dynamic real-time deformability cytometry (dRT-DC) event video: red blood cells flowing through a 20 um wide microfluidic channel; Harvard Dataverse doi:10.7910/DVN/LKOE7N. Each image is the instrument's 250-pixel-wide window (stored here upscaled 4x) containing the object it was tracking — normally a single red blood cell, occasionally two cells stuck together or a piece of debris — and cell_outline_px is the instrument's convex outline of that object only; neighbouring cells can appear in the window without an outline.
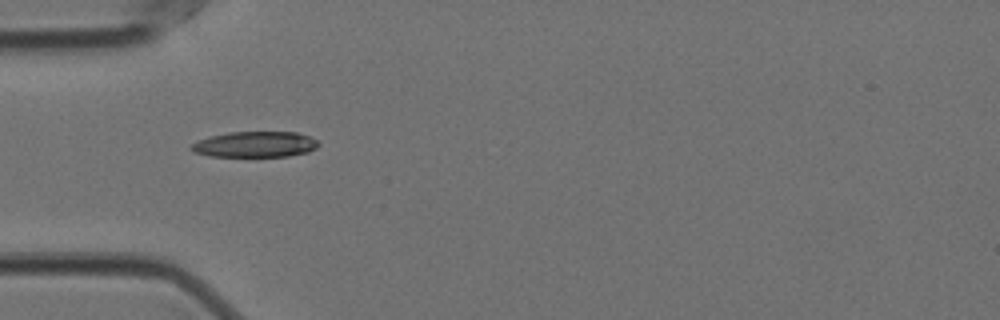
{"species": "Egyptian fruit bat (a non-hibernating species)", "species_latin": "Rousettus aegyptiacus", "temperature_condition": "cold", "stored_images_in_passage": 21, "camera_frame_rate_fps": 3000, "um_per_image_px": 0.085, "animal": {"sex": "female"}, "frame": {"image": 1, "passage_image": 1, "time_ms": 0.0, "image_size_px": [1000, 320], "cell_outline_px": [[320, 144], [316, 148], [308, 152], [288, 156], [208, 156], [192, 152], [188, 148], [196, 140], [228, 132], [296, 132], [308, 136], [316, 140]], "centroid_in_image_um": [21.64, 12.27], "position_along_channel_um": 63.4, "area_um2": 19.13}}
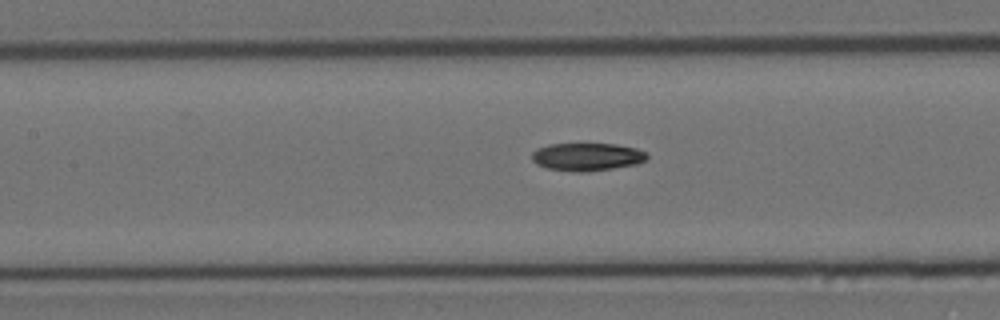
{"frame": {"image": 2, "passage_image": 9, "time_ms": 2.667, "image_size_px": [1000, 320], "cell_outline_px": [[648, 156], [644, 160], [636, 164], [588, 172], [572, 172], [548, 168], [536, 164], [532, 160], [532, 152], [536, 148], [548, 144], [616, 144], [636, 148], [644, 152]], "centroid_in_image_um": [49.85, 13.33], "position_along_channel_um": 157.6, "area_um2": 18.67}}
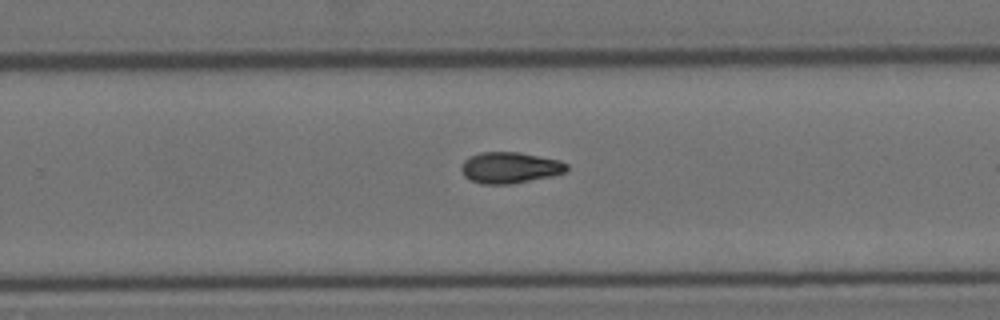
{"frame": {"image": 3, "passage_image": 20, "time_ms": 6.333, "image_size_px": [1000, 320], "cell_outline_px": [[568, 168], [564, 172], [552, 176], [512, 184], [480, 184], [468, 180], [464, 176], [460, 168], [464, 160], [468, 156], [480, 152], [520, 152], [560, 160], [568, 164]], "centroid_in_image_um": [43.31, 14.25], "position_along_channel_um": 286.5, "area_um2": 19.42}}